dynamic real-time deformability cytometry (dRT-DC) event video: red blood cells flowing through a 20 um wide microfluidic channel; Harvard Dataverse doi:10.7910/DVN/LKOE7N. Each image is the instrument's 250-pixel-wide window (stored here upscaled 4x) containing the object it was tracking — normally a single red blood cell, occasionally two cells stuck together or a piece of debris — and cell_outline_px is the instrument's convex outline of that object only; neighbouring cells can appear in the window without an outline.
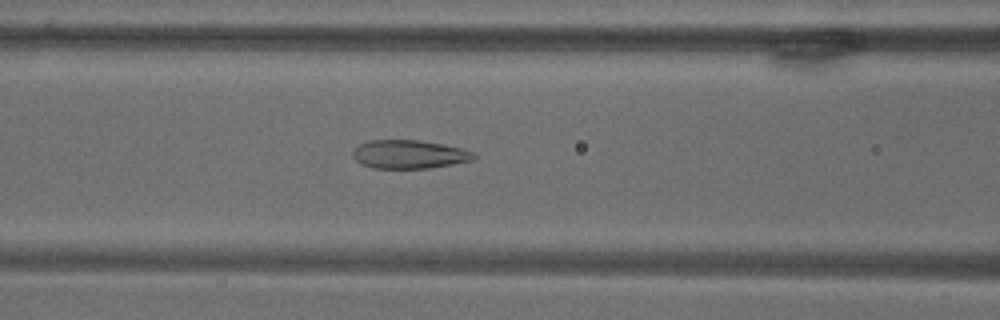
{"species": "common noctule bat (a hibernating species)", "species_latin": "Nyctalus noctula", "temperature_condition": "warm", "stored_images_in_passage": 72, "camera_frame_rate_fps": 3000, "um_per_image_px": 0.085, "animal": {"sex": "male", "body_mass_g": 18.8}, "frame": {"image": 1, "passage_image": 31, "time_ms": 10.0, "image_size_px": [1000, 320], "cell_outline_px": [[476, 156], [472, 160], [452, 164], [428, 168], [372, 168], [356, 160], [352, 156], [352, 152], [360, 144], [368, 140], [420, 140], [460, 148], [472, 152]], "centroid_in_image_um": [34.75, 13.11], "position_along_channel_um": 131.9, "area_um2": 19.83}}
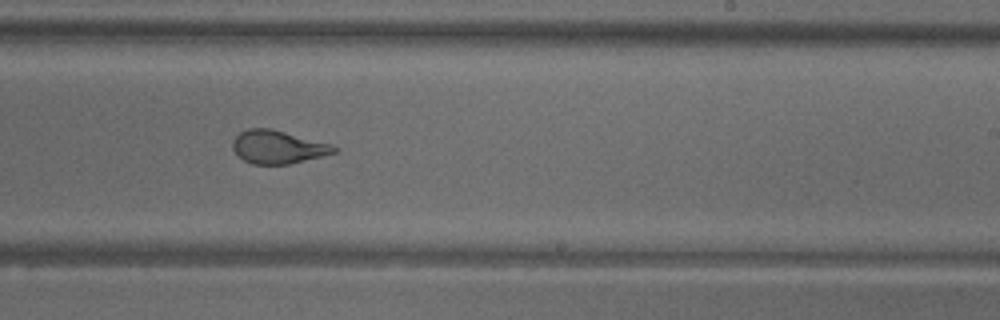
{"frame": {"image": 2, "passage_image": 45, "time_ms": 14.667, "image_size_px": [1000, 320], "cell_outline_px": [[340, 152], [288, 164], [252, 164], [244, 160], [232, 148], [232, 140], [240, 132], [248, 128], [272, 128], [332, 144], [340, 148]], "centroid_in_image_um": [23.67, 12.48], "position_along_channel_um": 265.3, "area_um2": 19.77}}
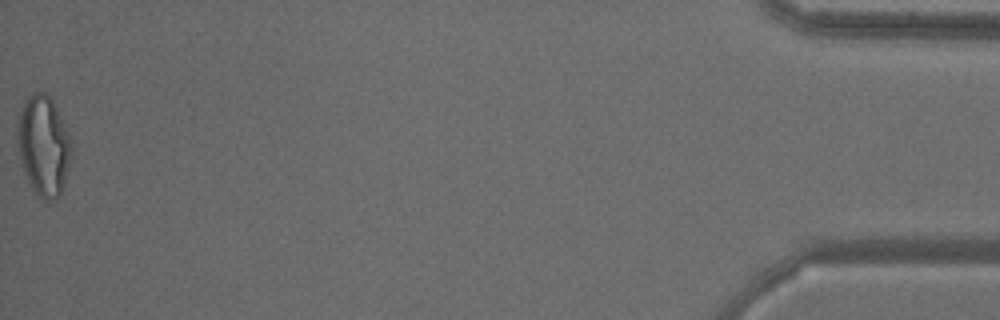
{"frame": {"image": 3, "passage_image": 72, "time_ms": 23.667, "image_size_px": [1000, 320], "cell_outline_px": [[72, 152], [64, 184], [60, 196], [52, 200], [44, 200], [36, 196], [20, 164], [16, 136], [20, 112], [24, 100], [32, 92], [44, 92], [52, 100], [60, 116], [72, 144]], "centroid_in_image_um": [3.68, 12.41], "position_along_channel_um": 431.5, "area_um2": 31.56}}